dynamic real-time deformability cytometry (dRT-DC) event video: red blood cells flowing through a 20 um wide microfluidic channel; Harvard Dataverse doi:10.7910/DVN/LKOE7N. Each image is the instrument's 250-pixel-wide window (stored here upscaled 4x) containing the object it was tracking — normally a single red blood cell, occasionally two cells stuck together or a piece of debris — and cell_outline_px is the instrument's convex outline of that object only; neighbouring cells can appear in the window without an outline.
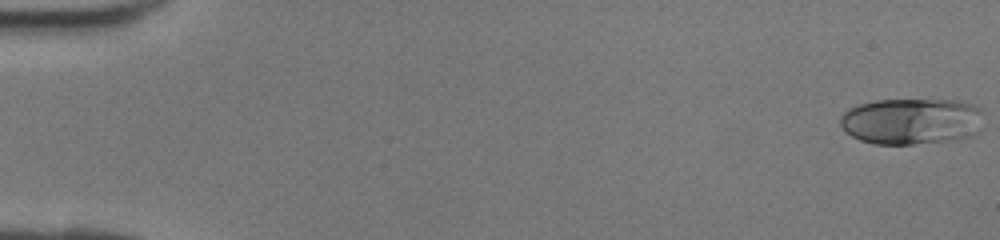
{"species": "human", "species_latin": "Homo sapiens", "temperature_condition": "room temperature", "stored_images_in_passage": 42, "camera_frame_rate_fps": 3000, "um_per_image_px": 0.085, "donor": {"sex": "female"}, "frame": {"image": 1, "passage_image": 1, "time_ms": 0.0, "image_size_px": [1000, 240], "cell_outline_px": [[984, 112], [980, 132], [972, 136], [948, 140], [912, 144], [876, 144], [860, 140], [844, 132], [840, 124], [840, 116], [848, 108], [860, 104], [876, 100], [960, 100], [972, 104], [980, 108]], "centroid_in_image_um": [77.5, 10.3], "position_along_channel_um": 7.5, "area_um2": 39.13}}
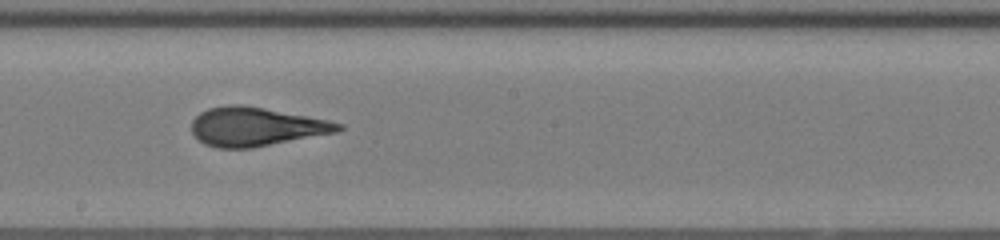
{"frame": {"image": 2, "passage_image": 24, "time_ms": 7.667, "image_size_px": [1000, 240], "cell_outline_px": [[344, 128], [336, 132], [252, 148], [216, 148], [204, 144], [192, 132], [192, 120], [200, 112], [208, 108], [228, 104], [240, 104], [264, 108], [308, 116], [328, 120], [344, 124]], "centroid_in_image_um": [21.74, 10.76], "position_along_channel_um": 226.5, "area_um2": 33.06}}
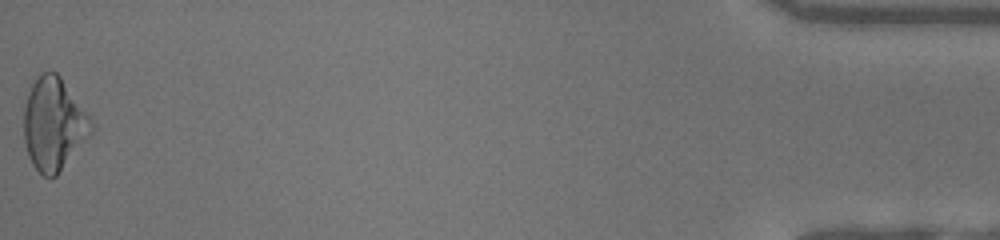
{"frame": {"image": 3, "passage_image": 42, "time_ms": 13.667, "image_size_px": [1000, 240], "cell_outline_px": [[92, 132], [56, 176], [44, 176], [32, 164], [28, 156], [24, 140], [24, 108], [28, 92], [32, 84], [40, 72], [56, 72], [60, 76], [88, 112], [92, 120]], "centroid_in_image_um": [4.56, 10.52], "position_along_channel_um": 430.6, "area_um2": 36.18}}